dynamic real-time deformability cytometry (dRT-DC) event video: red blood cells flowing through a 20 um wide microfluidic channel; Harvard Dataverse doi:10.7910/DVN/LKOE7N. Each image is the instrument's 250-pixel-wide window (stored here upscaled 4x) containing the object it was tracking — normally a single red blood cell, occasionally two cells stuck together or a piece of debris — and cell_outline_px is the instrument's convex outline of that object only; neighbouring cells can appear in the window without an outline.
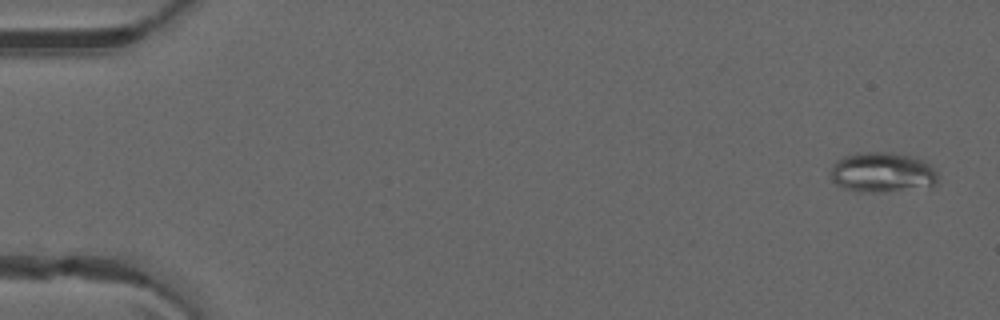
{"species": "common noctule bat (a hibernating species)", "species_latin": "Nyctalus noctula", "temperature_condition": "warm", "stored_images_in_passage": 5, "camera_frame_rate_fps": 3000, "um_per_image_px": 0.085, "animal": {"sex": "male", "forearm_length_mm": 52.5}, "frame": {"image": 1, "passage_image": 2, "time_ms": 0.333, "image_size_px": [1000, 320], "cell_outline_px": [[936, 184], [932, 188], [880, 192], [860, 192], [844, 188], [836, 184], [832, 180], [832, 164], [836, 160], [844, 156], [856, 152], [892, 152], [912, 156], [924, 160], [936, 172]], "centroid_in_image_um": [75.01, 14.66], "position_along_channel_um": 10.0, "area_um2": 25.43}}